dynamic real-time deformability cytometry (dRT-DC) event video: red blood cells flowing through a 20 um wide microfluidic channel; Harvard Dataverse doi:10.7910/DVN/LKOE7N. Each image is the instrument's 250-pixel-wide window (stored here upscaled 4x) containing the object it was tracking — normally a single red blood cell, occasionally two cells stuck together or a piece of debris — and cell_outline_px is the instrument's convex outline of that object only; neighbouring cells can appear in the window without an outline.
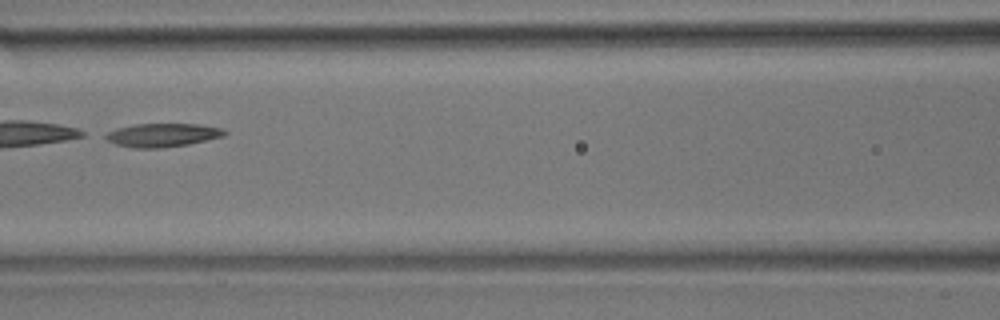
{"species": "common noctule bat (a hibernating species)", "species_latin": "Nyctalus noctula", "temperature_condition": "room temperature", "stored_images_in_passage": 36, "camera_frame_rate_fps": 3000, "um_per_image_px": 0.085, "animal": {"sex": "male", "body_mass_g": 17.9}, "frame": {"image": 1, "passage_image": 11, "time_ms": 3.333, "image_size_px": [1000, 320], "cell_outline_px": [[228, 132], [224, 136], [188, 144], [160, 148], [132, 148], [116, 144], [100, 136], [116, 128], [136, 124], [200, 124], [220, 128]], "centroid_in_image_um": [13.77, 11.48], "position_along_channel_um": 152.8, "area_um2": 16.3}}